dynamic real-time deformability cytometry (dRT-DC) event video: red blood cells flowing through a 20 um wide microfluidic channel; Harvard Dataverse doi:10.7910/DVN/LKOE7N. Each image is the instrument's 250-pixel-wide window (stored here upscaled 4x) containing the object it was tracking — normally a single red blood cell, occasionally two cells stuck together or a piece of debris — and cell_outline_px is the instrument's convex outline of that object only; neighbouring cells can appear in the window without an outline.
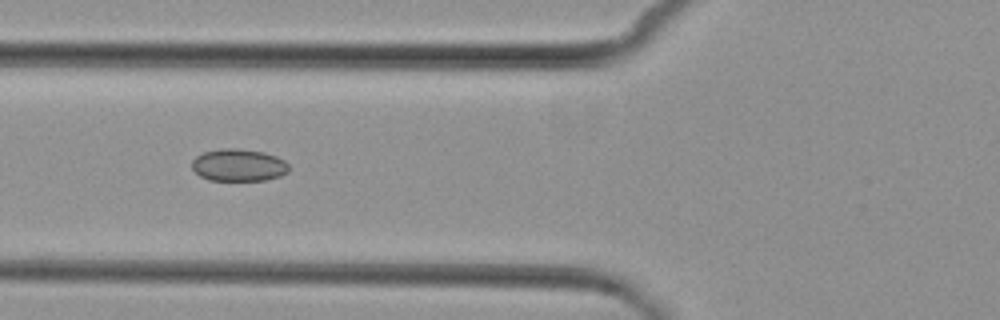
{"species": "common noctule bat (a hibernating species)", "species_latin": "Nyctalus noctula", "temperature_condition": "cold", "stored_images_in_passage": 8, "camera_frame_rate_fps": 3000, "um_per_image_px": 0.085, "animal": {"sex": "female", "body_mass_g": 29.2, "forearm_length_mm": 56.3}, "frame": {"image": 1, "passage_image": 6, "time_ms": 7.0, "image_size_px": [1000, 320], "cell_outline_px": [[288, 172], [280, 176], [264, 180], [208, 180], [200, 176], [192, 168], [192, 160], [196, 156], [204, 152], [220, 148], [240, 148], [264, 152], [276, 156], [284, 160], [288, 164]], "centroid_in_image_um": [20.27, 14.02], "position_along_channel_um": 105.5, "area_um2": 18.32}}
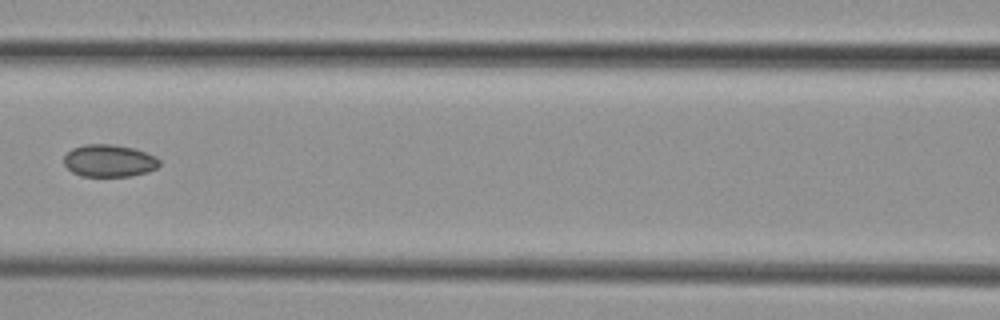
{"frame": {"image": 2, "passage_image": 7, "time_ms": 8.333, "image_size_px": [1000, 320], "cell_outline_px": [[160, 164], [156, 168], [148, 172], [132, 176], [80, 176], [72, 172], [64, 164], [64, 156], [72, 148], [84, 144], [112, 144], [136, 148], [156, 156], [160, 160]], "centroid_in_image_um": [9.3, 13.66], "position_along_channel_um": 157.3, "area_um2": 18.21}}
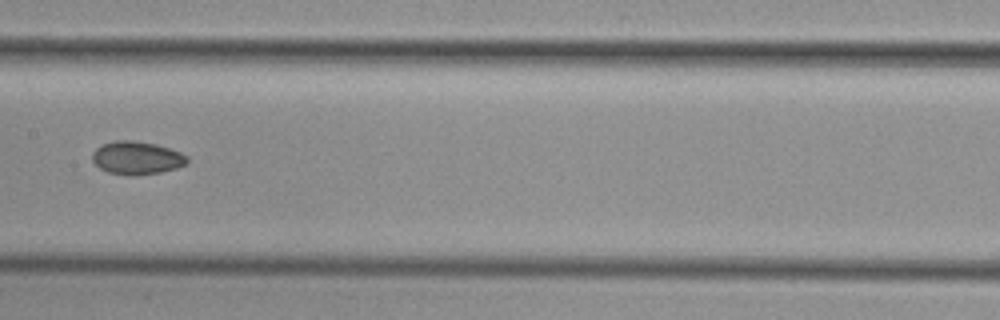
{"frame": {"image": 3, "passage_image": 8, "time_ms": 9.333, "image_size_px": [1000, 320], "cell_outline_px": [[188, 164], [176, 168], [160, 172], [132, 176], [108, 172], [100, 168], [92, 160], [92, 152], [96, 148], [104, 144], [116, 140], [132, 140], [156, 144], [180, 152], [188, 156]], "centroid_in_image_um": [11.64, 13.42], "position_along_channel_um": 195.8, "area_um2": 18.26}}